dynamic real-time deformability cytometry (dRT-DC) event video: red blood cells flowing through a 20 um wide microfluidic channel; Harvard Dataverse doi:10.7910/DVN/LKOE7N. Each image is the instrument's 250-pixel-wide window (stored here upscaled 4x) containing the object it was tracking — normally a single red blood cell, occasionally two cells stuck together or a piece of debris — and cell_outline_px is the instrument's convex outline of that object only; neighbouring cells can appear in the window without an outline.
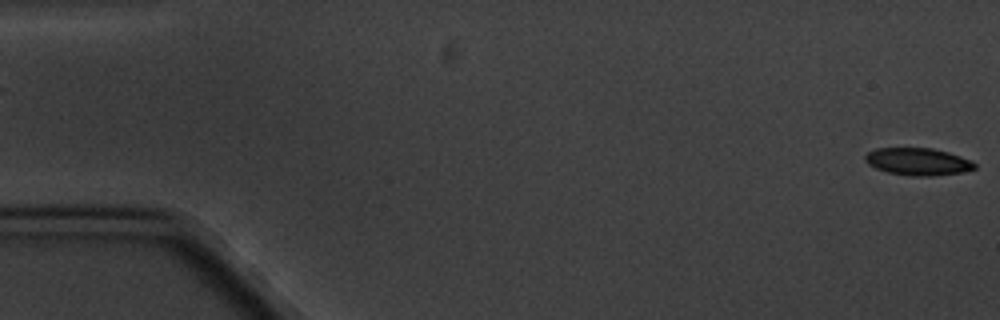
{"species": "common noctule bat (a hibernating species)", "species_latin": "Nyctalus noctula", "temperature_condition": "cold", "stored_images_in_passage": 3, "segment_of_instrument_passage": [2, 2], "camera_frame_rate_fps": 3000, "um_per_image_px": 0.085, "animal": {"sex": "male", "body_mass_g": 20.1, "forearm_length_mm": 53.5}, "frame": {"image": 1, "passage_image": 3, "time_ms": 2.333, "image_size_px": [1000, 320], "cell_outline_px": [[976, 168], [960, 172], [932, 176], [912, 176], [888, 172], [876, 168], [868, 164], [864, 160], [864, 156], [868, 152], [876, 148], [932, 148], [948, 152], [972, 160], [976, 164]], "centroid_in_image_um": [78.01, 13.73], "position_along_channel_um": 7.0, "area_um2": 17.4}}